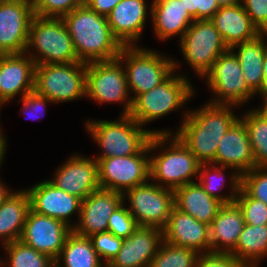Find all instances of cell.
I'll list each match as a JSON object with an SVG mask.
<instances>
[{
    "instance_id": "obj_50",
    "label": "cell",
    "mask_w": 267,
    "mask_h": 267,
    "mask_svg": "<svg viewBox=\"0 0 267 267\" xmlns=\"http://www.w3.org/2000/svg\"><path fill=\"white\" fill-rule=\"evenodd\" d=\"M6 139H0V164L3 162V157L6 151Z\"/></svg>"
},
{
    "instance_id": "obj_40",
    "label": "cell",
    "mask_w": 267,
    "mask_h": 267,
    "mask_svg": "<svg viewBox=\"0 0 267 267\" xmlns=\"http://www.w3.org/2000/svg\"><path fill=\"white\" fill-rule=\"evenodd\" d=\"M139 227L135 218L129 212L128 208L124 207L122 203L110 215L108 220L107 231L117 237L126 239Z\"/></svg>"
},
{
    "instance_id": "obj_49",
    "label": "cell",
    "mask_w": 267,
    "mask_h": 267,
    "mask_svg": "<svg viewBox=\"0 0 267 267\" xmlns=\"http://www.w3.org/2000/svg\"><path fill=\"white\" fill-rule=\"evenodd\" d=\"M9 189L3 185L0 181V205L6 200V198L11 194Z\"/></svg>"
},
{
    "instance_id": "obj_9",
    "label": "cell",
    "mask_w": 267,
    "mask_h": 267,
    "mask_svg": "<svg viewBox=\"0 0 267 267\" xmlns=\"http://www.w3.org/2000/svg\"><path fill=\"white\" fill-rule=\"evenodd\" d=\"M169 136L171 145L160 155L149 158V180L163 182L161 187L175 190L194 182L190 178L199 173L200 163L176 135Z\"/></svg>"
},
{
    "instance_id": "obj_29",
    "label": "cell",
    "mask_w": 267,
    "mask_h": 267,
    "mask_svg": "<svg viewBox=\"0 0 267 267\" xmlns=\"http://www.w3.org/2000/svg\"><path fill=\"white\" fill-rule=\"evenodd\" d=\"M264 35L267 36V33H261L252 40L230 48L235 51L238 47V52L234 54L239 60L246 84L255 94L260 90L263 81V58L267 49Z\"/></svg>"
},
{
    "instance_id": "obj_5",
    "label": "cell",
    "mask_w": 267,
    "mask_h": 267,
    "mask_svg": "<svg viewBox=\"0 0 267 267\" xmlns=\"http://www.w3.org/2000/svg\"><path fill=\"white\" fill-rule=\"evenodd\" d=\"M168 137L169 134H153L148 145L136 155L96 159L100 188L123 194L131 188L146 183L150 171L149 158L146 154L166 144Z\"/></svg>"
},
{
    "instance_id": "obj_42",
    "label": "cell",
    "mask_w": 267,
    "mask_h": 267,
    "mask_svg": "<svg viewBox=\"0 0 267 267\" xmlns=\"http://www.w3.org/2000/svg\"><path fill=\"white\" fill-rule=\"evenodd\" d=\"M242 3L252 23L261 33H267V0H243Z\"/></svg>"
},
{
    "instance_id": "obj_47",
    "label": "cell",
    "mask_w": 267,
    "mask_h": 267,
    "mask_svg": "<svg viewBox=\"0 0 267 267\" xmlns=\"http://www.w3.org/2000/svg\"><path fill=\"white\" fill-rule=\"evenodd\" d=\"M263 96V101L267 100V49L263 58V81L260 90L258 91Z\"/></svg>"
},
{
    "instance_id": "obj_25",
    "label": "cell",
    "mask_w": 267,
    "mask_h": 267,
    "mask_svg": "<svg viewBox=\"0 0 267 267\" xmlns=\"http://www.w3.org/2000/svg\"><path fill=\"white\" fill-rule=\"evenodd\" d=\"M210 20L228 48L252 40L261 34L252 23L242 3L220 7Z\"/></svg>"
},
{
    "instance_id": "obj_26",
    "label": "cell",
    "mask_w": 267,
    "mask_h": 267,
    "mask_svg": "<svg viewBox=\"0 0 267 267\" xmlns=\"http://www.w3.org/2000/svg\"><path fill=\"white\" fill-rule=\"evenodd\" d=\"M150 11L154 31L160 40L178 34L181 39L195 21L181 0H153Z\"/></svg>"
},
{
    "instance_id": "obj_33",
    "label": "cell",
    "mask_w": 267,
    "mask_h": 267,
    "mask_svg": "<svg viewBox=\"0 0 267 267\" xmlns=\"http://www.w3.org/2000/svg\"><path fill=\"white\" fill-rule=\"evenodd\" d=\"M243 118V119H242ZM241 120L246 125L252 147L255 167H267V122L254 109Z\"/></svg>"
},
{
    "instance_id": "obj_28",
    "label": "cell",
    "mask_w": 267,
    "mask_h": 267,
    "mask_svg": "<svg viewBox=\"0 0 267 267\" xmlns=\"http://www.w3.org/2000/svg\"><path fill=\"white\" fill-rule=\"evenodd\" d=\"M29 211L30 198L26 190L12 192L0 205V238L3 244L20 240Z\"/></svg>"
},
{
    "instance_id": "obj_8",
    "label": "cell",
    "mask_w": 267,
    "mask_h": 267,
    "mask_svg": "<svg viewBox=\"0 0 267 267\" xmlns=\"http://www.w3.org/2000/svg\"><path fill=\"white\" fill-rule=\"evenodd\" d=\"M87 63L39 64L35 67L34 90L55 102L86 96Z\"/></svg>"
},
{
    "instance_id": "obj_30",
    "label": "cell",
    "mask_w": 267,
    "mask_h": 267,
    "mask_svg": "<svg viewBox=\"0 0 267 267\" xmlns=\"http://www.w3.org/2000/svg\"><path fill=\"white\" fill-rule=\"evenodd\" d=\"M239 262L257 267L258 261L267 255V224L252 226L245 224L231 253Z\"/></svg>"
},
{
    "instance_id": "obj_20",
    "label": "cell",
    "mask_w": 267,
    "mask_h": 267,
    "mask_svg": "<svg viewBox=\"0 0 267 267\" xmlns=\"http://www.w3.org/2000/svg\"><path fill=\"white\" fill-rule=\"evenodd\" d=\"M163 240L162 229L139 226L133 234L123 240L118 255L108 266L149 267Z\"/></svg>"
},
{
    "instance_id": "obj_37",
    "label": "cell",
    "mask_w": 267,
    "mask_h": 267,
    "mask_svg": "<svg viewBox=\"0 0 267 267\" xmlns=\"http://www.w3.org/2000/svg\"><path fill=\"white\" fill-rule=\"evenodd\" d=\"M85 4V0H32L34 14L40 17L62 18Z\"/></svg>"
},
{
    "instance_id": "obj_6",
    "label": "cell",
    "mask_w": 267,
    "mask_h": 267,
    "mask_svg": "<svg viewBox=\"0 0 267 267\" xmlns=\"http://www.w3.org/2000/svg\"><path fill=\"white\" fill-rule=\"evenodd\" d=\"M135 46H123L117 57L121 62H126L124 69L128 89L135 94L132 100L157 87L178 68L173 59Z\"/></svg>"
},
{
    "instance_id": "obj_15",
    "label": "cell",
    "mask_w": 267,
    "mask_h": 267,
    "mask_svg": "<svg viewBox=\"0 0 267 267\" xmlns=\"http://www.w3.org/2000/svg\"><path fill=\"white\" fill-rule=\"evenodd\" d=\"M72 228L52 217L30 209L20 241L35 250L47 254L54 261L64 247Z\"/></svg>"
},
{
    "instance_id": "obj_51",
    "label": "cell",
    "mask_w": 267,
    "mask_h": 267,
    "mask_svg": "<svg viewBox=\"0 0 267 267\" xmlns=\"http://www.w3.org/2000/svg\"><path fill=\"white\" fill-rule=\"evenodd\" d=\"M256 111L266 120L267 122V100L264 101L263 106L260 109H256Z\"/></svg>"
},
{
    "instance_id": "obj_52",
    "label": "cell",
    "mask_w": 267,
    "mask_h": 267,
    "mask_svg": "<svg viewBox=\"0 0 267 267\" xmlns=\"http://www.w3.org/2000/svg\"><path fill=\"white\" fill-rule=\"evenodd\" d=\"M3 103L0 102V108L2 106ZM0 139H5V137L3 136L2 132L0 131Z\"/></svg>"
},
{
    "instance_id": "obj_38",
    "label": "cell",
    "mask_w": 267,
    "mask_h": 267,
    "mask_svg": "<svg viewBox=\"0 0 267 267\" xmlns=\"http://www.w3.org/2000/svg\"><path fill=\"white\" fill-rule=\"evenodd\" d=\"M241 187L267 205V167H254L241 176Z\"/></svg>"
},
{
    "instance_id": "obj_14",
    "label": "cell",
    "mask_w": 267,
    "mask_h": 267,
    "mask_svg": "<svg viewBox=\"0 0 267 267\" xmlns=\"http://www.w3.org/2000/svg\"><path fill=\"white\" fill-rule=\"evenodd\" d=\"M34 16L32 0L0 3V55L25 53Z\"/></svg>"
},
{
    "instance_id": "obj_16",
    "label": "cell",
    "mask_w": 267,
    "mask_h": 267,
    "mask_svg": "<svg viewBox=\"0 0 267 267\" xmlns=\"http://www.w3.org/2000/svg\"><path fill=\"white\" fill-rule=\"evenodd\" d=\"M123 202L120 192L103 188L93 191L82 200L79 224L76 223L72 230L83 237L107 231L110 215Z\"/></svg>"
},
{
    "instance_id": "obj_27",
    "label": "cell",
    "mask_w": 267,
    "mask_h": 267,
    "mask_svg": "<svg viewBox=\"0 0 267 267\" xmlns=\"http://www.w3.org/2000/svg\"><path fill=\"white\" fill-rule=\"evenodd\" d=\"M222 205L221 201L210 196L197 182L174 190V207L207 225L212 223Z\"/></svg>"
},
{
    "instance_id": "obj_17",
    "label": "cell",
    "mask_w": 267,
    "mask_h": 267,
    "mask_svg": "<svg viewBox=\"0 0 267 267\" xmlns=\"http://www.w3.org/2000/svg\"><path fill=\"white\" fill-rule=\"evenodd\" d=\"M49 181L68 194L84 200L100 188L98 161L74 155L57 169L55 177Z\"/></svg>"
},
{
    "instance_id": "obj_4",
    "label": "cell",
    "mask_w": 267,
    "mask_h": 267,
    "mask_svg": "<svg viewBox=\"0 0 267 267\" xmlns=\"http://www.w3.org/2000/svg\"><path fill=\"white\" fill-rule=\"evenodd\" d=\"M31 47L33 54L28 52ZM25 53H30L36 65L78 62L72 38L62 18L35 15L30 25Z\"/></svg>"
},
{
    "instance_id": "obj_7",
    "label": "cell",
    "mask_w": 267,
    "mask_h": 267,
    "mask_svg": "<svg viewBox=\"0 0 267 267\" xmlns=\"http://www.w3.org/2000/svg\"><path fill=\"white\" fill-rule=\"evenodd\" d=\"M173 73L157 87L133 100L129 115L141 126L183 107L194 94V89L185 76Z\"/></svg>"
},
{
    "instance_id": "obj_35",
    "label": "cell",
    "mask_w": 267,
    "mask_h": 267,
    "mask_svg": "<svg viewBox=\"0 0 267 267\" xmlns=\"http://www.w3.org/2000/svg\"><path fill=\"white\" fill-rule=\"evenodd\" d=\"M9 256V267H54L55 261L47 254L41 253L19 241L4 244Z\"/></svg>"
},
{
    "instance_id": "obj_32",
    "label": "cell",
    "mask_w": 267,
    "mask_h": 267,
    "mask_svg": "<svg viewBox=\"0 0 267 267\" xmlns=\"http://www.w3.org/2000/svg\"><path fill=\"white\" fill-rule=\"evenodd\" d=\"M207 167V168H206ZM212 167V169L210 168ZM215 169V170H214ZM226 167L224 166H216L214 164H200L199 166V183L204 188V190L212 197L218 199L223 204H229L234 203L237 195L239 194L240 188H241V175L236 171L232 176V182L231 187L232 191L231 194L228 196H222L221 194H218L216 191H219L218 189H222L225 182L224 176L222 175L223 171ZM213 171V172H212ZM213 173V174H211ZM221 182H219V181ZM221 186V187H220Z\"/></svg>"
},
{
    "instance_id": "obj_36",
    "label": "cell",
    "mask_w": 267,
    "mask_h": 267,
    "mask_svg": "<svg viewBox=\"0 0 267 267\" xmlns=\"http://www.w3.org/2000/svg\"><path fill=\"white\" fill-rule=\"evenodd\" d=\"M235 202L243 212L245 224L252 226L267 224V205L251 197L242 187Z\"/></svg>"
},
{
    "instance_id": "obj_48",
    "label": "cell",
    "mask_w": 267,
    "mask_h": 267,
    "mask_svg": "<svg viewBox=\"0 0 267 267\" xmlns=\"http://www.w3.org/2000/svg\"><path fill=\"white\" fill-rule=\"evenodd\" d=\"M243 0H216L219 7L235 6L241 4Z\"/></svg>"
},
{
    "instance_id": "obj_23",
    "label": "cell",
    "mask_w": 267,
    "mask_h": 267,
    "mask_svg": "<svg viewBox=\"0 0 267 267\" xmlns=\"http://www.w3.org/2000/svg\"><path fill=\"white\" fill-rule=\"evenodd\" d=\"M146 16L145 0H121L107 16V20L113 36L122 46H134L141 37Z\"/></svg>"
},
{
    "instance_id": "obj_18",
    "label": "cell",
    "mask_w": 267,
    "mask_h": 267,
    "mask_svg": "<svg viewBox=\"0 0 267 267\" xmlns=\"http://www.w3.org/2000/svg\"><path fill=\"white\" fill-rule=\"evenodd\" d=\"M26 191L32 211L60 220L72 229L74 228L69 218L75 212H78L80 216L82 203L80 198L57 188L49 180L36 184Z\"/></svg>"
},
{
    "instance_id": "obj_19",
    "label": "cell",
    "mask_w": 267,
    "mask_h": 267,
    "mask_svg": "<svg viewBox=\"0 0 267 267\" xmlns=\"http://www.w3.org/2000/svg\"><path fill=\"white\" fill-rule=\"evenodd\" d=\"M25 54L0 55V102L3 104L19 93L24 97L34 90L36 64Z\"/></svg>"
},
{
    "instance_id": "obj_2",
    "label": "cell",
    "mask_w": 267,
    "mask_h": 267,
    "mask_svg": "<svg viewBox=\"0 0 267 267\" xmlns=\"http://www.w3.org/2000/svg\"><path fill=\"white\" fill-rule=\"evenodd\" d=\"M72 38L78 61L90 63L116 59L123 47L113 36L106 16L86 4L62 17Z\"/></svg>"
},
{
    "instance_id": "obj_46",
    "label": "cell",
    "mask_w": 267,
    "mask_h": 267,
    "mask_svg": "<svg viewBox=\"0 0 267 267\" xmlns=\"http://www.w3.org/2000/svg\"><path fill=\"white\" fill-rule=\"evenodd\" d=\"M183 5L190 13V15L195 19L199 20V0H181Z\"/></svg>"
},
{
    "instance_id": "obj_12",
    "label": "cell",
    "mask_w": 267,
    "mask_h": 267,
    "mask_svg": "<svg viewBox=\"0 0 267 267\" xmlns=\"http://www.w3.org/2000/svg\"><path fill=\"white\" fill-rule=\"evenodd\" d=\"M207 83L218 99L209 103L222 105H241L255 96L246 84L237 56L230 48L214 62L212 69L205 75Z\"/></svg>"
},
{
    "instance_id": "obj_11",
    "label": "cell",
    "mask_w": 267,
    "mask_h": 267,
    "mask_svg": "<svg viewBox=\"0 0 267 267\" xmlns=\"http://www.w3.org/2000/svg\"><path fill=\"white\" fill-rule=\"evenodd\" d=\"M179 41L185 60L201 77H205L216 59L229 49L210 19L195 20Z\"/></svg>"
},
{
    "instance_id": "obj_39",
    "label": "cell",
    "mask_w": 267,
    "mask_h": 267,
    "mask_svg": "<svg viewBox=\"0 0 267 267\" xmlns=\"http://www.w3.org/2000/svg\"><path fill=\"white\" fill-rule=\"evenodd\" d=\"M89 238L100 260L101 258H105V265H109L118 255L124 240L109 231L93 234Z\"/></svg>"
},
{
    "instance_id": "obj_22",
    "label": "cell",
    "mask_w": 267,
    "mask_h": 267,
    "mask_svg": "<svg viewBox=\"0 0 267 267\" xmlns=\"http://www.w3.org/2000/svg\"><path fill=\"white\" fill-rule=\"evenodd\" d=\"M164 241L198 253L210 252L209 225L173 207L163 229ZM204 249V251H202ZM200 251V252H199Z\"/></svg>"
},
{
    "instance_id": "obj_3",
    "label": "cell",
    "mask_w": 267,
    "mask_h": 267,
    "mask_svg": "<svg viewBox=\"0 0 267 267\" xmlns=\"http://www.w3.org/2000/svg\"><path fill=\"white\" fill-rule=\"evenodd\" d=\"M86 127L103 150L94 159L136 155L148 145L153 134H170L167 130L142 129L130 115H121L119 121H87Z\"/></svg>"
},
{
    "instance_id": "obj_1",
    "label": "cell",
    "mask_w": 267,
    "mask_h": 267,
    "mask_svg": "<svg viewBox=\"0 0 267 267\" xmlns=\"http://www.w3.org/2000/svg\"><path fill=\"white\" fill-rule=\"evenodd\" d=\"M232 105L207 103L199 110L186 112L174 134L194 154L200 164H212L223 135L239 119Z\"/></svg>"
},
{
    "instance_id": "obj_43",
    "label": "cell",
    "mask_w": 267,
    "mask_h": 267,
    "mask_svg": "<svg viewBox=\"0 0 267 267\" xmlns=\"http://www.w3.org/2000/svg\"><path fill=\"white\" fill-rule=\"evenodd\" d=\"M20 101L23 102V110L26 111V113L29 117L33 116V117H31L32 119L33 118H36V119L40 118L41 119V116L43 114L42 111L46 112L44 110L45 109L44 107H46V103L52 102L50 99H48L47 97H45L43 95H40L35 90H32L26 96L21 97ZM41 108H42V110H41ZM25 111H24V113H25ZM39 112H42V113H39ZM36 115H39V116H36Z\"/></svg>"
},
{
    "instance_id": "obj_31",
    "label": "cell",
    "mask_w": 267,
    "mask_h": 267,
    "mask_svg": "<svg viewBox=\"0 0 267 267\" xmlns=\"http://www.w3.org/2000/svg\"><path fill=\"white\" fill-rule=\"evenodd\" d=\"M63 257L65 266H60ZM93 248L89 237L77 235L73 230L66 238L64 247L55 260L56 267H105ZM102 263V264H101ZM104 265V266H103Z\"/></svg>"
},
{
    "instance_id": "obj_44",
    "label": "cell",
    "mask_w": 267,
    "mask_h": 267,
    "mask_svg": "<svg viewBox=\"0 0 267 267\" xmlns=\"http://www.w3.org/2000/svg\"><path fill=\"white\" fill-rule=\"evenodd\" d=\"M121 0H85V4L99 15L108 16Z\"/></svg>"
},
{
    "instance_id": "obj_41",
    "label": "cell",
    "mask_w": 267,
    "mask_h": 267,
    "mask_svg": "<svg viewBox=\"0 0 267 267\" xmlns=\"http://www.w3.org/2000/svg\"><path fill=\"white\" fill-rule=\"evenodd\" d=\"M196 267H250L228 253L204 252L197 257Z\"/></svg>"
},
{
    "instance_id": "obj_34",
    "label": "cell",
    "mask_w": 267,
    "mask_h": 267,
    "mask_svg": "<svg viewBox=\"0 0 267 267\" xmlns=\"http://www.w3.org/2000/svg\"><path fill=\"white\" fill-rule=\"evenodd\" d=\"M199 254L194 249L172 245L163 240L149 267H196Z\"/></svg>"
},
{
    "instance_id": "obj_24",
    "label": "cell",
    "mask_w": 267,
    "mask_h": 267,
    "mask_svg": "<svg viewBox=\"0 0 267 267\" xmlns=\"http://www.w3.org/2000/svg\"><path fill=\"white\" fill-rule=\"evenodd\" d=\"M244 225L243 212L238 204H223L209 225L210 252L231 254Z\"/></svg>"
},
{
    "instance_id": "obj_45",
    "label": "cell",
    "mask_w": 267,
    "mask_h": 267,
    "mask_svg": "<svg viewBox=\"0 0 267 267\" xmlns=\"http://www.w3.org/2000/svg\"><path fill=\"white\" fill-rule=\"evenodd\" d=\"M219 8L216 0H199V20L211 19Z\"/></svg>"
},
{
    "instance_id": "obj_21",
    "label": "cell",
    "mask_w": 267,
    "mask_h": 267,
    "mask_svg": "<svg viewBox=\"0 0 267 267\" xmlns=\"http://www.w3.org/2000/svg\"><path fill=\"white\" fill-rule=\"evenodd\" d=\"M212 164L231 169L233 167L241 176L255 167L249 134L240 118L220 139Z\"/></svg>"
},
{
    "instance_id": "obj_13",
    "label": "cell",
    "mask_w": 267,
    "mask_h": 267,
    "mask_svg": "<svg viewBox=\"0 0 267 267\" xmlns=\"http://www.w3.org/2000/svg\"><path fill=\"white\" fill-rule=\"evenodd\" d=\"M130 201L129 212L139 226L164 229L174 207V190L146 182L123 193Z\"/></svg>"
},
{
    "instance_id": "obj_10",
    "label": "cell",
    "mask_w": 267,
    "mask_h": 267,
    "mask_svg": "<svg viewBox=\"0 0 267 267\" xmlns=\"http://www.w3.org/2000/svg\"><path fill=\"white\" fill-rule=\"evenodd\" d=\"M121 64L124 63L118 58L87 63L86 96L101 103H119L125 100L121 115H129L133 100L128 97L126 72Z\"/></svg>"
},
{
    "instance_id": "obj_53",
    "label": "cell",
    "mask_w": 267,
    "mask_h": 267,
    "mask_svg": "<svg viewBox=\"0 0 267 267\" xmlns=\"http://www.w3.org/2000/svg\"><path fill=\"white\" fill-rule=\"evenodd\" d=\"M3 265H5L4 262L2 261V263H1V261H0V266H3Z\"/></svg>"
}]
</instances>
